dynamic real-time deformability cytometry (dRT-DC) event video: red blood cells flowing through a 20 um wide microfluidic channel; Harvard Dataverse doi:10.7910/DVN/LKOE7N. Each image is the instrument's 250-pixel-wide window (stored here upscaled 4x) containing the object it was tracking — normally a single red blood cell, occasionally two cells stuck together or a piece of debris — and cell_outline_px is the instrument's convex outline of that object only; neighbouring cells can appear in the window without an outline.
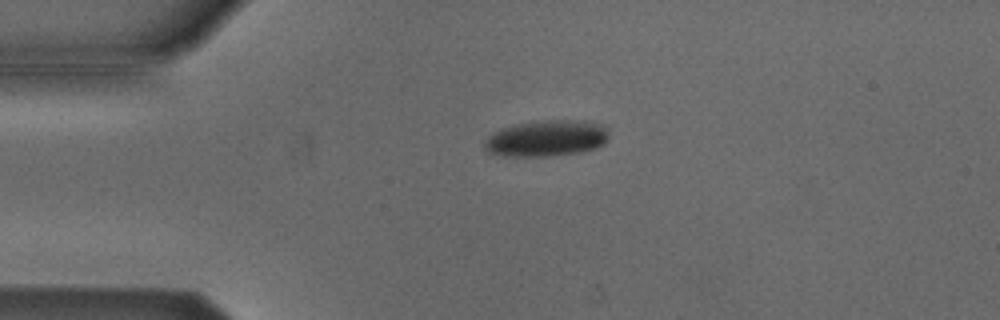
{"species": "Egyptian fruit bat (a non-hibernating species)", "species_latin": "Rousettus aegyptiacus", "temperature_condition": "cold", "stored_images_in_passage": 42, "camera_frame_rate_fps": 3000, "um_per_image_px": 0.085, "animal": {"sex": "male"}, "frame": {"image": 1, "passage_image": 1, "time_ms": 0.0, "image_size_px": [1000, 320], "cell_outline_px": [[608, 140], [604, 144], [596, 148], [580, 152], [548, 156], [504, 156], [488, 152], [484, 148], [484, 140], [492, 132], [500, 128], [516, 124], [536, 120], [584, 120], [604, 124], [608, 128]], "centroid_in_image_um": [46.47, 11.74], "position_along_channel_um": 38.5, "area_um2": 26.76}}
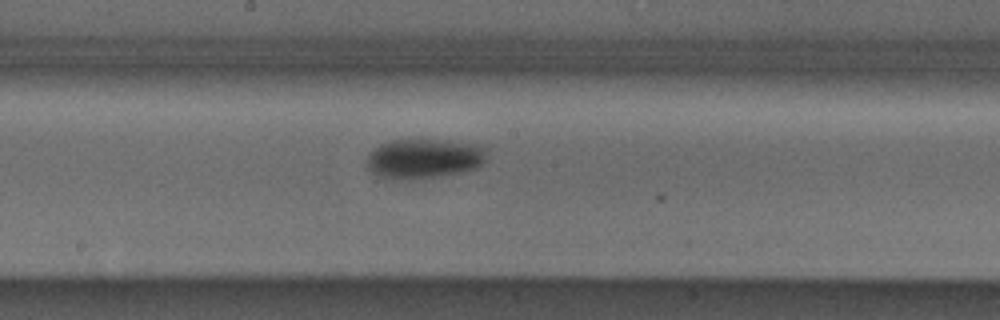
{"frame": {"image": 2, "passage_image": 17, "time_ms": 5.333, "image_size_px": [1000, 320], "cell_outline_px": [[484, 160], [476, 168], [460, 172], [412, 180], [392, 180], [380, 176], [372, 172], [368, 168], [368, 156], [380, 144], [392, 140], [452, 140], [476, 144], [484, 148]], "centroid_in_image_um": [36.01, 13.48], "position_along_channel_um": 212.2, "area_um2": 27.51}}
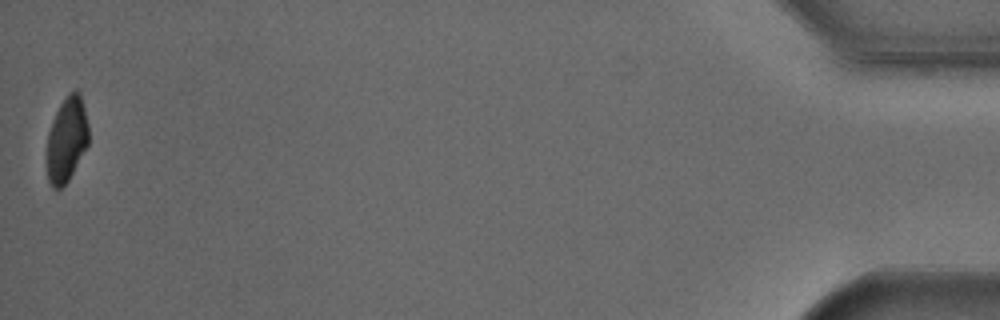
{"frame": {"image": 3, "passage_image": 42, "time_ms": 13.667, "image_size_px": [1000, 320], "cell_outline_px": [[88, 144], [68, 180], [60, 188], [52, 188], [48, 180], [48, 132], [52, 120], [60, 104], [68, 92], [76, 88], [80, 92], [88, 124]], "centroid_in_image_um": [5.68, 11.8], "position_along_channel_um": 429.5, "area_um2": 20.4}, "authors_computed_cell_mechanics": {"area_um2": 26.4724, "velocity_mm_per_s": 3.8178, "shape_relaxation_time_tau1_ms": 3.2231, "shape_relaxation_time_tau2_ms": null, "deformation_change_tau1": 0.1251, "deformation_change_tau2": null}}